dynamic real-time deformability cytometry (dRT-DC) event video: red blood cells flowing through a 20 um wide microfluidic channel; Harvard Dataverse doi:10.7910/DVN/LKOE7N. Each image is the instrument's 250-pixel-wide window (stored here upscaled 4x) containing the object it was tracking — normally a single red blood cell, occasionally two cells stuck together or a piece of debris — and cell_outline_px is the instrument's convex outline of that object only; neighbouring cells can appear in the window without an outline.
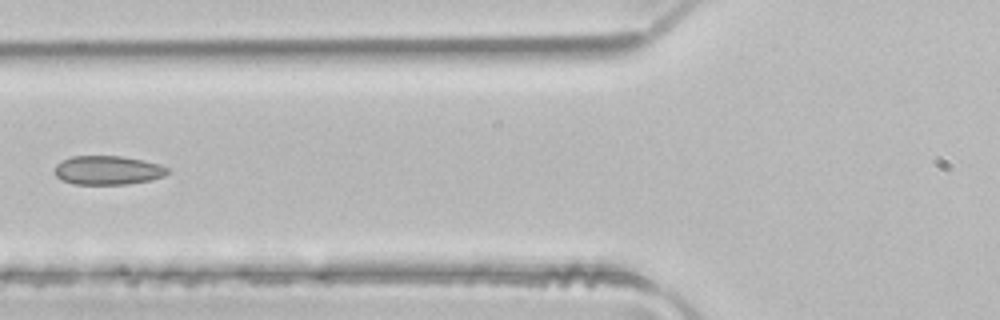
{"species": "common noctule bat (a hibernating species)", "species_latin": "Nyctalus noctula", "temperature_condition": "room temperature", "stored_images_in_passage": 4, "camera_frame_rate_fps": 3000, "um_per_image_px": 0.085, "animal": {"sex": "male", "body_mass_g": 21.5, "forearm_length_mm": 52.0}, "frame": {"image": 1, "passage_image": 4, "time_ms": 1.0, "image_size_px": [1000, 320], "cell_outline_px": [[172, 172], [164, 176], [152, 180], [128, 184], [72, 184], [56, 176], [56, 164], [72, 156], [120, 156], [144, 160], [160, 164], [168, 168]], "centroid_in_image_um": [9.23, 14.47], "position_along_channel_um": 116.6, "area_um2": 19.07}}